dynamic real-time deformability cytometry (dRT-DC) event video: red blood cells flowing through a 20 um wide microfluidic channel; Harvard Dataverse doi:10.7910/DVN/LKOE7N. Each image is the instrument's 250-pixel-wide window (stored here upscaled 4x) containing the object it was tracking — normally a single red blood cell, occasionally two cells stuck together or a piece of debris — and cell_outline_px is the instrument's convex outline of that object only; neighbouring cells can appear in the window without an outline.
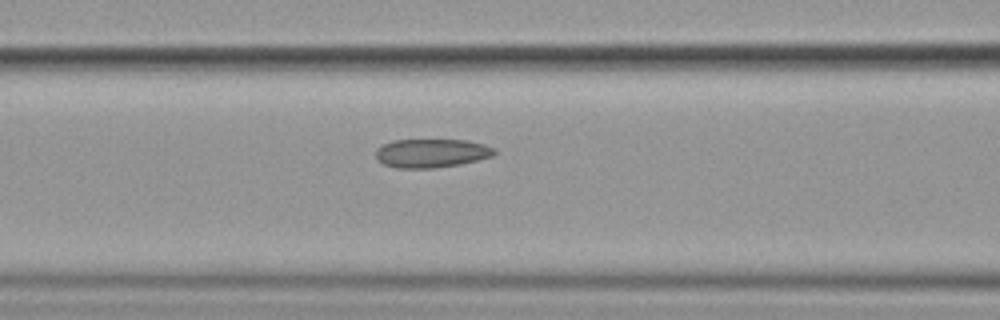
{"species": "common noctule bat (a hibernating species)", "species_latin": "Nyctalus noctula", "temperature_condition": "cold", "stored_images_in_passage": 6, "camera_frame_rate_fps": 3000, "um_per_image_px": 0.085, "animal": {"sex": "female", "body_mass_g": 19.9}, "frame": {"image": 1, "passage_image": 6, "time_ms": 6.0, "image_size_px": [1000, 320], "cell_outline_px": [[496, 152], [492, 156], [460, 164], [436, 168], [396, 168], [384, 164], [376, 160], [376, 148], [392, 140], [468, 140], [484, 144], [496, 148]], "centroid_in_image_um": [36.66, 13.02], "position_along_channel_um": 129.9, "area_um2": 19.94}}